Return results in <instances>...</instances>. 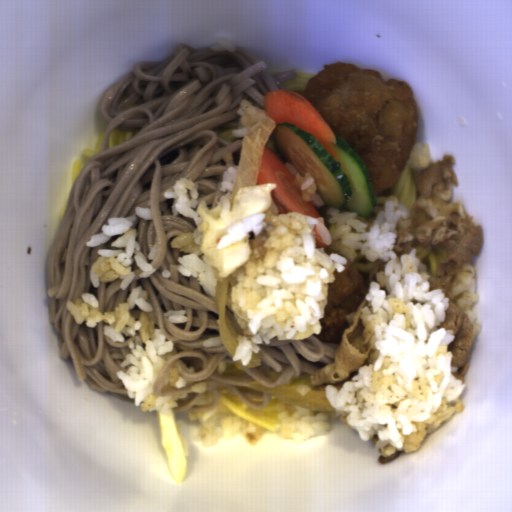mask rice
I'll list each match as a JSON object with an SVG mask.
<instances>
[{
  "label": "rice",
  "mask_w": 512,
  "mask_h": 512,
  "mask_svg": "<svg viewBox=\"0 0 512 512\" xmlns=\"http://www.w3.org/2000/svg\"><path fill=\"white\" fill-rule=\"evenodd\" d=\"M394 194L376 197L375 212L330 206L325 217L270 208L228 227L216 247L249 241L252 254L233 270L231 312L238 335L232 362L247 367L259 344L301 341L322 332L329 285L335 272L363 256L384 266L365 295L359 317L371 332L368 363L343 383L327 384L331 414L371 440L379 454L412 453L456 413L464 411L465 383L457 378L444 328L449 299L432 288L431 276L413 248L395 251L397 224L410 218ZM316 228L327 247H316Z\"/></svg>",
  "instance_id": "652b925c"
},
{
  "label": "rice",
  "mask_w": 512,
  "mask_h": 512,
  "mask_svg": "<svg viewBox=\"0 0 512 512\" xmlns=\"http://www.w3.org/2000/svg\"><path fill=\"white\" fill-rule=\"evenodd\" d=\"M66 308L76 324L95 328L104 323L103 333L113 343H129L127 356L121 363L122 370L115 375L133 400L135 407L149 413L158 411L167 414L179 405L177 399L187 398L188 394L159 396L155 391V382L167 363L166 356L174 351V340H167L161 329L155 328L150 317L154 311L149 294L141 285L134 286L125 302H117L112 311L100 310V303L93 293H81L75 300H67Z\"/></svg>",
  "instance_id": "023b6e5f"
},
{
  "label": "rice",
  "mask_w": 512,
  "mask_h": 512,
  "mask_svg": "<svg viewBox=\"0 0 512 512\" xmlns=\"http://www.w3.org/2000/svg\"><path fill=\"white\" fill-rule=\"evenodd\" d=\"M139 219L153 221L151 207L136 206L133 215L108 217L101 232L90 236V240L85 242V246L89 248L97 247L115 235L122 234L109 248L97 250L99 257L91 263L88 272L92 286L98 288L101 283H111L120 278V289L126 290L136 276L132 269L134 262L141 270L137 277L146 278L157 271V267H153L149 260H154L158 245H154L148 255L142 253L137 242L136 226Z\"/></svg>",
  "instance_id": "8eca5e8b"
},
{
  "label": "rice",
  "mask_w": 512,
  "mask_h": 512,
  "mask_svg": "<svg viewBox=\"0 0 512 512\" xmlns=\"http://www.w3.org/2000/svg\"><path fill=\"white\" fill-rule=\"evenodd\" d=\"M163 197L172 199V216H187L195 223L193 232L180 233L170 241L171 247L184 253L177 259L178 272L187 278H196L207 293L216 297V283L219 278L217 270L204 262L201 252L202 231L199 226L202 218L197 210L199 203L196 183L188 177L176 179Z\"/></svg>",
  "instance_id": "acb35da6"
},
{
  "label": "rice",
  "mask_w": 512,
  "mask_h": 512,
  "mask_svg": "<svg viewBox=\"0 0 512 512\" xmlns=\"http://www.w3.org/2000/svg\"><path fill=\"white\" fill-rule=\"evenodd\" d=\"M279 437L295 442L309 440L330 432L332 426L327 411H309L299 406L278 401Z\"/></svg>",
  "instance_id": "b023fe2a"
},
{
  "label": "rice",
  "mask_w": 512,
  "mask_h": 512,
  "mask_svg": "<svg viewBox=\"0 0 512 512\" xmlns=\"http://www.w3.org/2000/svg\"><path fill=\"white\" fill-rule=\"evenodd\" d=\"M196 418L200 424L197 439L205 448L216 446L221 439L229 440L253 434L257 430L251 422H246L239 417L219 415L217 407L196 412Z\"/></svg>",
  "instance_id": "e3fd555f"
},
{
  "label": "rice",
  "mask_w": 512,
  "mask_h": 512,
  "mask_svg": "<svg viewBox=\"0 0 512 512\" xmlns=\"http://www.w3.org/2000/svg\"><path fill=\"white\" fill-rule=\"evenodd\" d=\"M453 303L458 306L468 317L473 328L472 341L476 340L482 330V324L477 321L473 306L480 301L476 293L475 267L469 262L460 264V267L449 288Z\"/></svg>",
  "instance_id": "a3056103"
},
{
  "label": "rice",
  "mask_w": 512,
  "mask_h": 512,
  "mask_svg": "<svg viewBox=\"0 0 512 512\" xmlns=\"http://www.w3.org/2000/svg\"><path fill=\"white\" fill-rule=\"evenodd\" d=\"M239 116V124L235 129H231V134L236 138H244L261 119L268 118L266 110L258 108L253 102L245 99L239 101V108L236 110Z\"/></svg>",
  "instance_id": "f2f60c81"
},
{
  "label": "rice",
  "mask_w": 512,
  "mask_h": 512,
  "mask_svg": "<svg viewBox=\"0 0 512 512\" xmlns=\"http://www.w3.org/2000/svg\"><path fill=\"white\" fill-rule=\"evenodd\" d=\"M285 167L292 174L296 186L301 192V200L310 202L317 209H321L325 203L317 192L318 184L311 173L306 172L304 176L301 175L291 161L285 162Z\"/></svg>",
  "instance_id": "0b520998"
},
{
  "label": "rice",
  "mask_w": 512,
  "mask_h": 512,
  "mask_svg": "<svg viewBox=\"0 0 512 512\" xmlns=\"http://www.w3.org/2000/svg\"><path fill=\"white\" fill-rule=\"evenodd\" d=\"M237 170V166H229L222 173V181L220 182L219 189L220 191L225 192V194L221 195L219 201L216 204V206L220 205V217L222 219L226 217L231 211V197Z\"/></svg>",
  "instance_id": "e7b20468"
},
{
  "label": "rice",
  "mask_w": 512,
  "mask_h": 512,
  "mask_svg": "<svg viewBox=\"0 0 512 512\" xmlns=\"http://www.w3.org/2000/svg\"><path fill=\"white\" fill-rule=\"evenodd\" d=\"M433 164L430 153V145L426 143L415 142L412 147L409 165L411 168L424 169Z\"/></svg>",
  "instance_id": "d2b440a0"
},
{
  "label": "rice",
  "mask_w": 512,
  "mask_h": 512,
  "mask_svg": "<svg viewBox=\"0 0 512 512\" xmlns=\"http://www.w3.org/2000/svg\"><path fill=\"white\" fill-rule=\"evenodd\" d=\"M187 384V378H184L181 375L179 368L175 365L172 366L171 369L169 370L162 386L163 388L166 386H171L175 389H184L185 387H187Z\"/></svg>",
  "instance_id": "50a67109"
},
{
  "label": "rice",
  "mask_w": 512,
  "mask_h": 512,
  "mask_svg": "<svg viewBox=\"0 0 512 512\" xmlns=\"http://www.w3.org/2000/svg\"><path fill=\"white\" fill-rule=\"evenodd\" d=\"M185 309L180 310H169L164 313V317H167L166 321L173 324H179L187 322L189 319L186 315Z\"/></svg>",
  "instance_id": "fb1fb577"
},
{
  "label": "rice",
  "mask_w": 512,
  "mask_h": 512,
  "mask_svg": "<svg viewBox=\"0 0 512 512\" xmlns=\"http://www.w3.org/2000/svg\"><path fill=\"white\" fill-rule=\"evenodd\" d=\"M202 344H203V346H205L207 348V347H216V346L222 344V342H221L220 336H215V337L206 338Z\"/></svg>",
  "instance_id": "5b1b7eff"
}]
</instances>
